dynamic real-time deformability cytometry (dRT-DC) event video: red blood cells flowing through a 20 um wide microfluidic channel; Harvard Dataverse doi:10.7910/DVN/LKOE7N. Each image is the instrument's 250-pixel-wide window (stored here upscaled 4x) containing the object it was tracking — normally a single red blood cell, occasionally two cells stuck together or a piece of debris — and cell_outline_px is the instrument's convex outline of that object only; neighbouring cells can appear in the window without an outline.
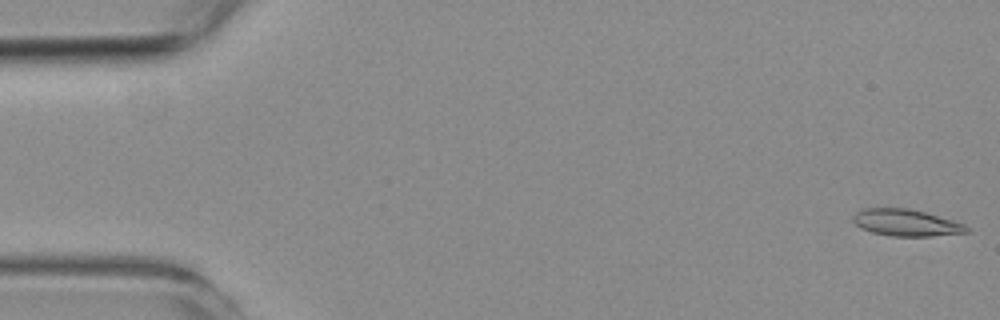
{"species": "common noctule bat (a hibernating species)", "species_latin": "Nyctalus noctula", "temperature_condition": "room temperature", "stored_images_in_passage": 23, "camera_frame_rate_fps": 3000, "um_per_image_px": 0.085, "animal": {"sex": "female", "body_mass_g": 19.3, "forearm_length_mm": 54.1}, "frame": {"image": 1, "passage_image": 1, "time_ms": 0.0, "image_size_px": [1000, 320], "cell_outline_px": [[972, 232], [932, 236], [892, 236], [872, 232], [860, 228], [852, 220], [852, 216], [856, 212], [864, 208], [908, 208], [924, 212], [952, 220], [964, 224]], "centroid_in_image_um": [77.01, 18.93], "position_along_channel_um": 8.0, "area_um2": 17.69}}
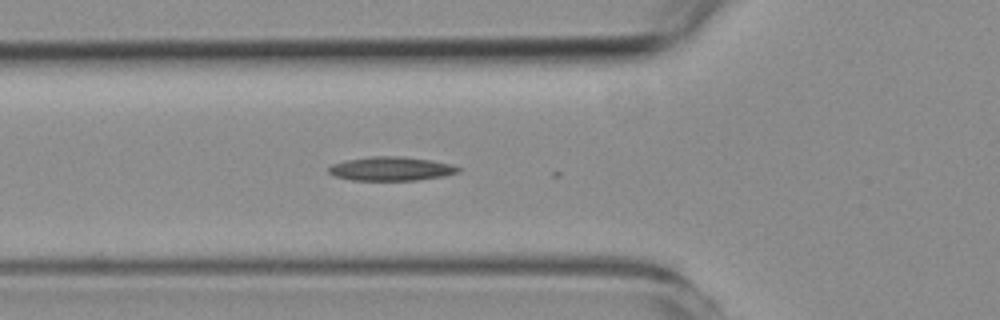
{"frame": {"image": 2, "passage_image": 19, "time_ms": 6.0, "image_size_px": [1000, 320], "cell_outline_px": [[460, 172], [444, 176], [416, 180], [352, 180], [332, 176], [328, 172], [328, 168], [332, 164], [348, 160], [372, 156], [400, 156], [432, 160], [452, 164], [460, 168]], "centroid_in_image_um": [33.25, 14.34], "position_along_channel_um": 92.6, "area_um2": 18.09}}
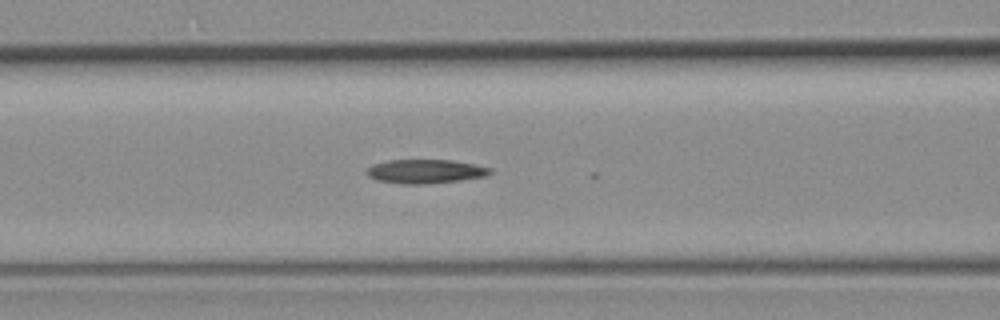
{"frame": {"image": 3, "passage_image": 22, "time_ms": 7.0, "image_size_px": [1000, 320], "cell_outline_px": [[492, 172], [488, 176], [460, 180], [428, 184], [404, 184], [376, 180], [368, 176], [368, 168], [372, 164], [388, 160], [452, 160], [492, 168]], "centroid_in_image_um": [36.17, 14.57], "position_along_channel_um": 130.4, "area_um2": 17.22}}